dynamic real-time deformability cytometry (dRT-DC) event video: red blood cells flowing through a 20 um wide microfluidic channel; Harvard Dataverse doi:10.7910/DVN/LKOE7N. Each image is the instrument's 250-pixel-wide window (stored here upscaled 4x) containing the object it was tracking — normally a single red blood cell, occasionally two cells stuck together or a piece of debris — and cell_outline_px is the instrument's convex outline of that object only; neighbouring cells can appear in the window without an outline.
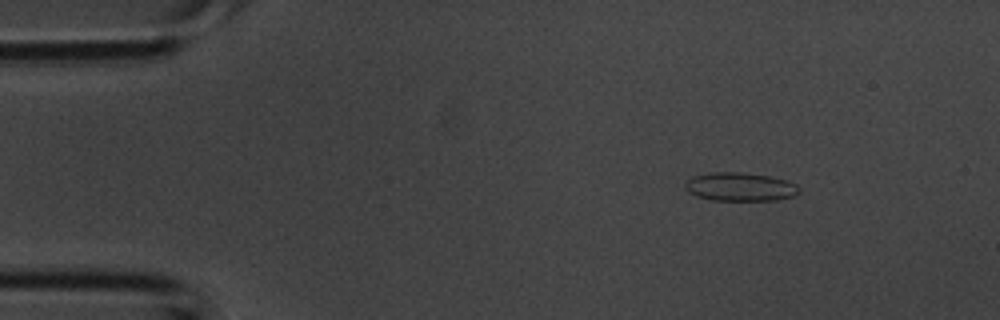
{"species": "common noctule bat (a hibernating species)", "species_latin": "Nyctalus noctula", "temperature_condition": "room temperature", "stored_images_in_passage": 2, "camera_frame_rate_fps": 3000, "um_per_image_px": 0.085, "animal": {"sex": "male", "body_mass_g": 20.1, "forearm_length_mm": 53.5}, "frame": {"image": 1, "passage_image": 1, "time_ms": 0.0, "image_size_px": [1000, 320], "cell_outline_px": [[800, 192], [792, 196], [776, 200], [712, 200], [696, 196], [688, 192], [684, 188], [684, 184], [692, 176], [712, 172], [740, 172], [768, 176], [788, 180], [796, 184], [800, 188]], "centroid_in_image_um": [62.9, 15.88], "position_along_channel_um": 22.1, "area_um2": 19.02}}
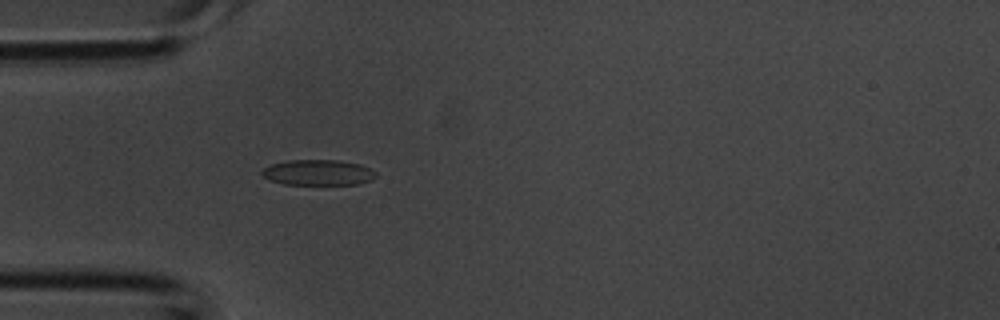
{"frame": {"image": 2, "passage_image": 2, "time_ms": 0.333, "image_size_px": [1000, 320], "cell_outline_px": [[376, 176], [372, 180], [360, 184], [284, 184], [268, 180], [260, 172], [264, 168], [272, 164], [288, 160], [340, 160], [360, 164], [376, 172]], "centroid_in_image_um": [27.04, 14.66], "position_along_channel_um": 58.0, "area_um2": 16.99}}